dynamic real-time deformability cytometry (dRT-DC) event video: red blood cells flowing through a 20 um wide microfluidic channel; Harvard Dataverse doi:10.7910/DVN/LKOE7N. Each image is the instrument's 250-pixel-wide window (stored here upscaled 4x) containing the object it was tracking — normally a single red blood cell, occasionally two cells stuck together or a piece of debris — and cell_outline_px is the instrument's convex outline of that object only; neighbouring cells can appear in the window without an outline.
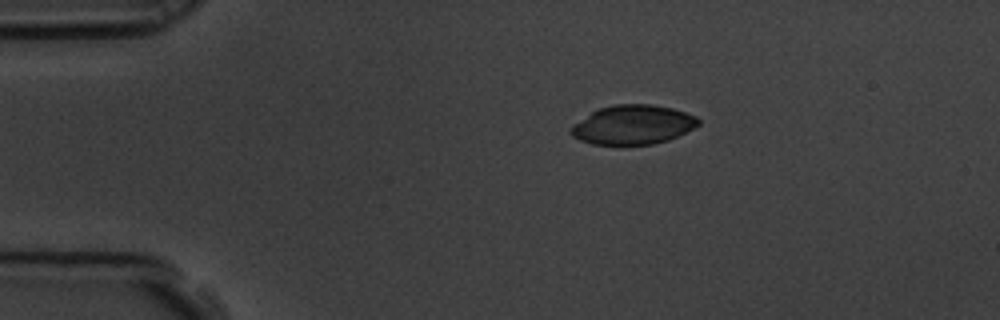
{"species": "common noctule bat (a hibernating species)", "species_latin": "Nyctalus noctula", "temperature_condition": "room temperature", "stored_images_in_passage": 4, "camera_frame_rate_fps": 3000, "um_per_image_px": 0.085, "animal": {"sex": "male", "body_mass_g": 19.5, "forearm_length_mm": 54.6}, "frame": {"image": 1, "passage_image": 1, "time_ms": 0.0, "image_size_px": [1000, 320], "cell_outline_px": [[700, 124], [668, 140], [652, 144], [592, 144], [580, 140], [572, 136], [568, 132], [572, 124], [592, 112], [600, 108], [612, 104], [652, 104], [672, 108], [696, 116], [700, 120]], "centroid_in_image_um": [53.76, 10.59], "position_along_channel_um": 31.2, "area_um2": 29.02}}
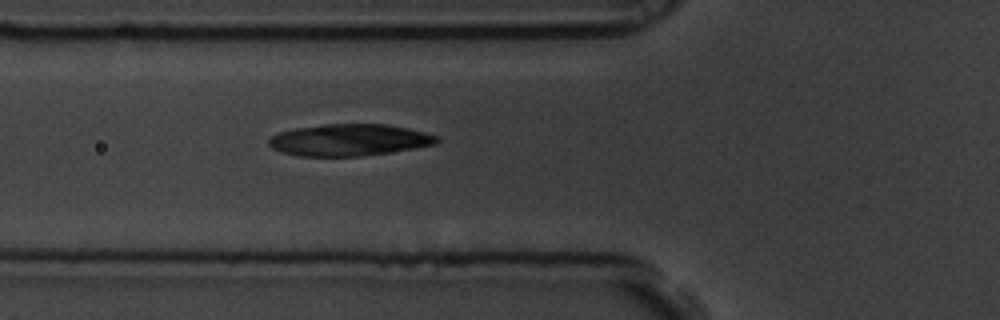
{"frame": {"image": 2, "passage_image": 4, "time_ms": 1.0, "image_size_px": [1000, 320], "cell_outline_px": [[440, 140], [436, 144], [388, 152], [360, 156], [296, 156], [280, 152], [272, 148], [268, 144], [268, 140], [272, 136], [280, 132], [292, 128], [324, 124], [388, 124], [408, 128], [440, 136]], "centroid_in_image_um": [29.66, 11.89], "position_along_channel_um": 96.1, "area_um2": 31.21}}